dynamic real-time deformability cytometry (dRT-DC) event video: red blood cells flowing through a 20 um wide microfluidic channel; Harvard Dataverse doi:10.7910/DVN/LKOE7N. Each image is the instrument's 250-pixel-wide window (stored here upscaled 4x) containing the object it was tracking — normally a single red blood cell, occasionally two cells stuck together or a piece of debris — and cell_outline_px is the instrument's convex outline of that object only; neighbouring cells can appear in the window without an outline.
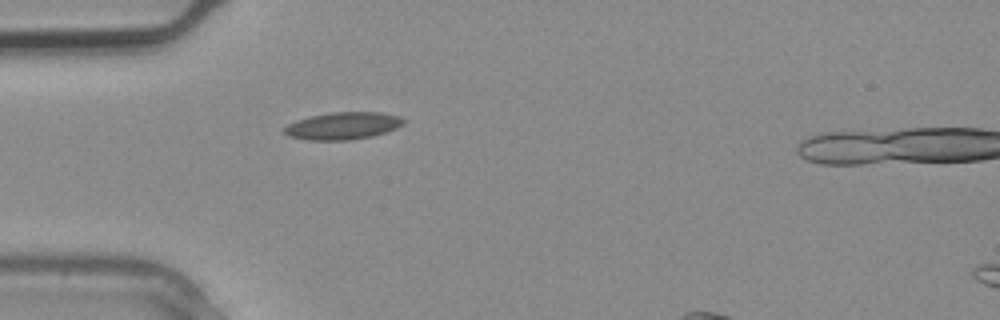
{"species": "common noctule bat (a hibernating species)", "species_latin": "Nyctalus noctula", "temperature_condition": "warm", "stored_images_in_passage": 2, "camera_frame_rate_fps": 3000, "um_per_image_px": 0.085, "animal": {"sex": "male", "body_mass_g": 20.4}, "frame": {"image": 1, "passage_image": 1, "time_ms": 0.0, "image_size_px": [1000, 320], "cell_outline_px": [[404, 124], [396, 128], [372, 136], [348, 140], [308, 140], [288, 136], [284, 132], [284, 128], [288, 124], [296, 120], [312, 116], [332, 112], [380, 112], [400, 116], [404, 120]], "centroid_in_image_um": [29.14, 10.69], "position_along_channel_um": 55.9, "area_um2": 18.84}}